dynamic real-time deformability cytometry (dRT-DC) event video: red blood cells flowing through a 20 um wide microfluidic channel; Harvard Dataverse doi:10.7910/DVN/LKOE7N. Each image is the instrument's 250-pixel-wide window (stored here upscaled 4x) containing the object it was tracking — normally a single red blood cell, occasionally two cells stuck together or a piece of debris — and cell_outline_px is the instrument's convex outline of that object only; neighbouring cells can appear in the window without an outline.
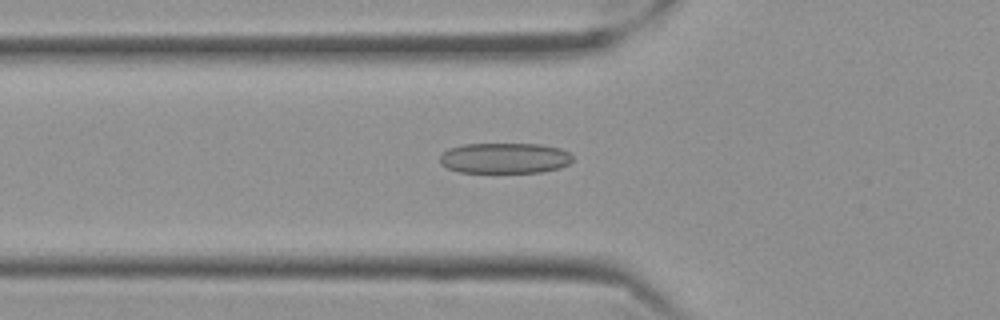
{"species": "Egyptian fruit bat (a non-hibernating species)", "species_latin": "Rousettus aegyptiacus", "temperature_condition": "cold", "stored_images_in_passage": 58, "camera_frame_rate_fps": 3000, "um_per_image_px": 0.085, "frame": {"image": 1, "passage_image": 21, "time_ms": 6.667, "image_size_px": [1000, 320], "cell_outline_px": [[572, 160], [568, 164], [560, 168], [540, 172], [460, 172], [448, 168], [440, 164], [440, 156], [448, 148], [464, 144], [540, 144], [560, 148], [568, 152], [572, 156]], "centroid_in_image_um": [42.89, 13.44], "position_along_channel_um": 82.9, "area_um2": 23.64}}
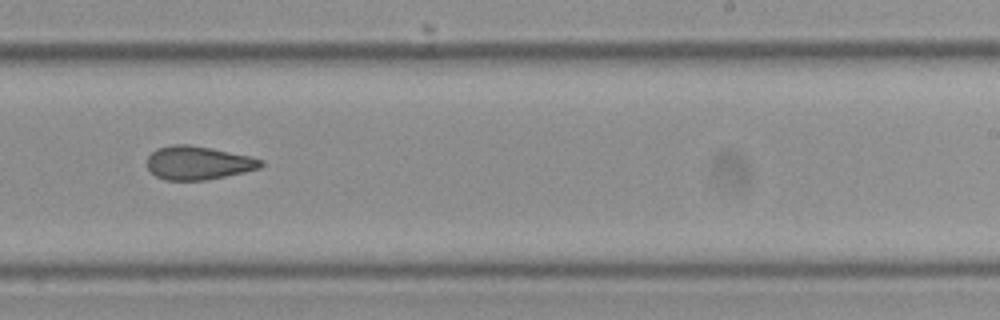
{"frame": {"image": 2, "passage_image": 37, "time_ms": 12.0, "image_size_px": [1000, 320], "cell_outline_px": [[264, 164], [260, 168], [244, 172], [204, 180], [164, 180], [156, 176], [148, 168], [148, 156], [156, 148], [172, 144], [188, 144], [212, 148], [248, 156], [264, 160]], "centroid_in_image_um": [16.84, 13.83], "position_along_channel_um": 272.2, "area_um2": 22.14}}
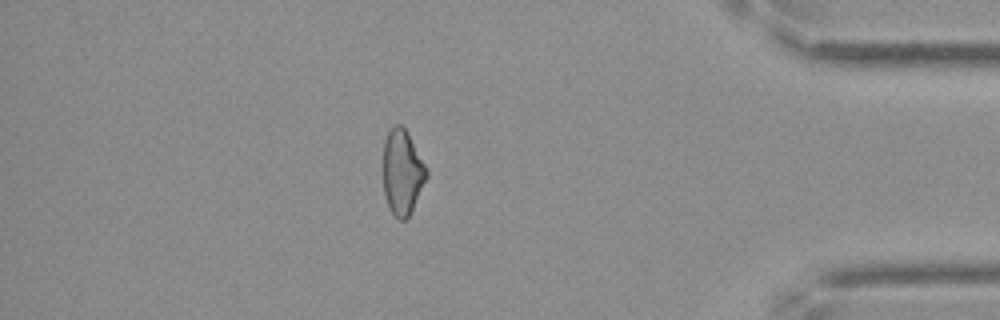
{"frame": {"image": 3, "passage_image": 51, "time_ms": 16.667, "image_size_px": [1000, 320], "cell_outline_px": [[428, 176], [408, 216], [404, 220], [400, 220], [388, 208], [384, 192], [384, 140], [392, 124], [400, 124], [408, 132], [428, 172]], "centroid_in_image_um": [34.18, 14.6], "position_along_channel_um": 401.0, "area_um2": 21.15}, "authors_computed_cell_mechanics": {"area_um2": 23.5824, "velocity_mm_per_s": 3.5241, "shape_relaxation_time_tau1_ms": 11.1346, "shape_relaxation_time_tau2_ms": 2.8977, "deformation_change_tau1": 0.174, "deformation_change_tau2": 0.1078}}